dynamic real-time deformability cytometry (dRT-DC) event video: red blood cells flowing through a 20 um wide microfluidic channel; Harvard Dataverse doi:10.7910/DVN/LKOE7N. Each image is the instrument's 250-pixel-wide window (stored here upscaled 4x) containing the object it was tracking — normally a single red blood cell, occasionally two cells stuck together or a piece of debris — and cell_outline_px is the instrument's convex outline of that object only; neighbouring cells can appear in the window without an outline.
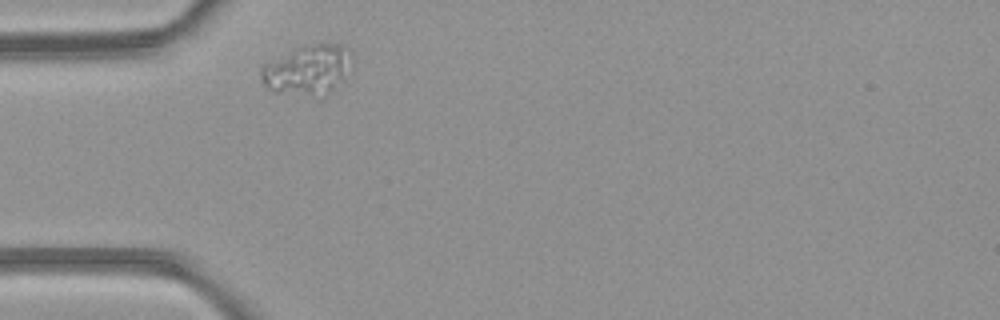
{"species": "common noctule bat (a hibernating species)", "species_latin": "Nyctalus noctula", "temperature_condition": "room temperature", "stored_images_in_passage": 1, "camera_frame_rate_fps": 3000, "um_per_image_px": 0.085, "animal": {"sex": "female", "body_mass_g": 21.9}, "frame": {"image": 1, "passage_image": 1, "time_ms": 0.0, "image_size_px": [1000, 320], "cell_outline_px": [[352, 64], [344, 80], [328, 92], [276, 92], [268, 88], [264, 84], [260, 76], [260, 68], [264, 64], [296, 48], [320, 40], [348, 44], [352, 52]], "centroid_in_image_um": [26.24, 5.8], "position_along_channel_um": 58.8, "area_um2": 26.3}}